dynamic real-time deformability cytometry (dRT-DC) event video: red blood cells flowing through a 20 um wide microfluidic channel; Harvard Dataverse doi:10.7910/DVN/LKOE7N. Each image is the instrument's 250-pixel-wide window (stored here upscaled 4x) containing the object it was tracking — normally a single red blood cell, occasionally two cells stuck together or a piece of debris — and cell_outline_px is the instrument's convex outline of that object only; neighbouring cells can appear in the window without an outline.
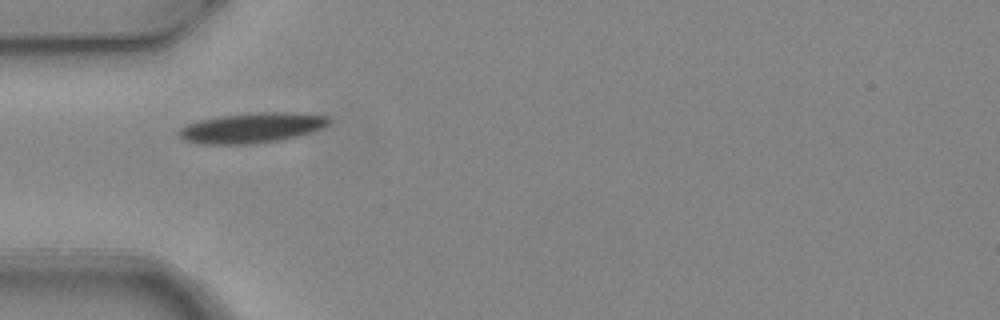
{"species": "common noctule bat (a hibernating species)", "species_latin": "Nyctalus noctula", "temperature_condition": "warm", "stored_images_in_passage": 3, "camera_frame_rate_fps": 3000, "um_per_image_px": 0.085, "animal": {"sex": "female", "body_mass_g": 24.6, "forearm_length_mm": 56.2}, "frame": {"image": 1, "passage_image": 1, "time_ms": 0.0, "image_size_px": [1000, 320], "cell_outline_px": [[332, 120], [328, 124], [312, 132], [284, 140], [252, 144], [200, 144], [184, 140], [176, 132], [180, 128], [188, 124], [200, 120], [220, 116], [260, 112], [292, 112], [328, 116]], "centroid_in_image_um": [21.42, 10.87], "position_along_channel_um": 63.6, "area_um2": 26.47}}
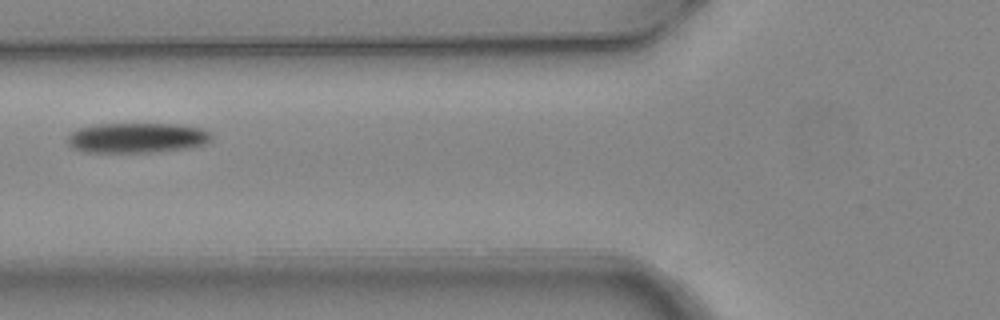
{"frame": {"image": 2, "passage_image": 2, "time_ms": 0.333, "image_size_px": [1000, 320], "cell_outline_px": [[212, 140], [208, 144], [192, 148], [152, 152], [84, 152], [72, 148], [68, 144], [68, 136], [72, 132], [80, 128], [96, 124], [180, 124], [200, 128], [208, 132], [212, 136]], "centroid_in_image_um": [11.68, 11.72], "position_along_channel_um": 114.1, "area_um2": 25.43}}
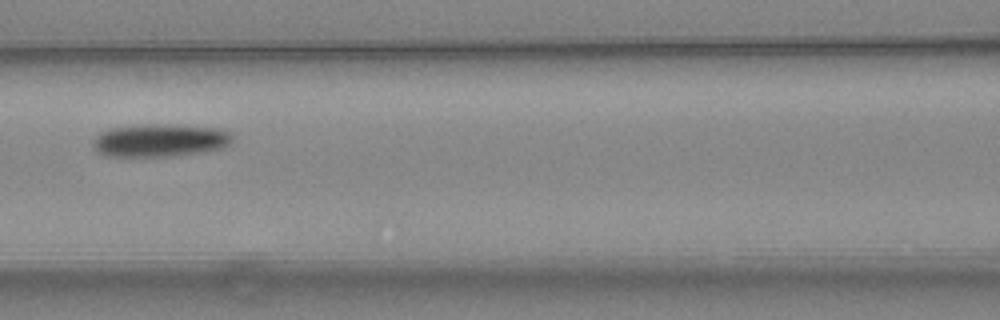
{"frame": {"image": 3, "passage_image": 3, "time_ms": 0.667, "image_size_px": [1000, 320], "cell_outline_px": [[232, 140], [224, 148], [204, 152], [172, 156], [108, 156], [96, 152], [92, 144], [92, 140], [100, 132], [112, 128], [144, 124], [180, 124], [216, 128], [228, 132], [232, 136]], "centroid_in_image_um": [13.58, 11.92], "position_along_channel_um": 153.0, "area_um2": 26.93}}